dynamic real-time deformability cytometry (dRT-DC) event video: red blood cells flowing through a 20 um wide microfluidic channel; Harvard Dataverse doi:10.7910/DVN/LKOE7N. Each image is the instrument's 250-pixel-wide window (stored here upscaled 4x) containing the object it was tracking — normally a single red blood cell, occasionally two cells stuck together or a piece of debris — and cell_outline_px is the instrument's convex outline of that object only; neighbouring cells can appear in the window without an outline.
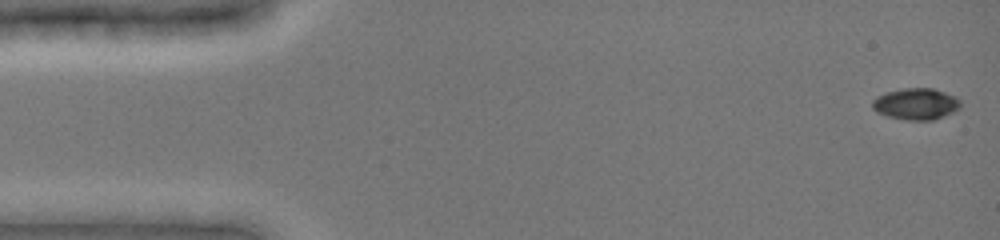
{"species": "common noctule bat (a hibernating species)", "species_latin": "Nyctalus noctula", "temperature_condition": "cold", "stored_images_in_passage": 48, "camera_frame_rate_fps": 3000, "um_per_image_px": 0.085, "animal": {"sex": "female", "body_mass_g": 19.0, "forearm_length_mm": 51.5}, "frame": {"image": 1, "passage_image": 1, "time_ms": 0.0, "image_size_px": [1000, 240], "cell_outline_px": [[960, 108], [952, 112], [932, 120], [908, 120], [888, 116], [876, 112], [872, 108], [872, 100], [876, 96], [888, 92], [904, 88], [932, 88], [944, 92], [960, 100]], "centroid_in_image_um": [77.82, 8.83], "position_along_channel_um": 7.2, "area_um2": 15.95}}
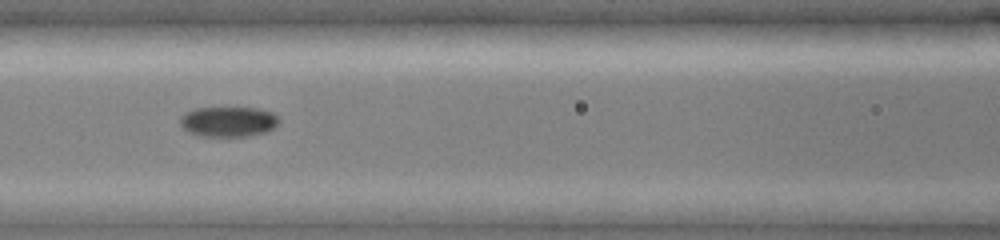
{"frame": {"image": 2, "passage_image": 21, "time_ms": 6.667, "image_size_px": [1000, 240], "cell_outline_px": [[280, 124], [276, 128], [268, 132], [248, 136], [200, 136], [188, 132], [180, 124], [180, 116], [184, 112], [196, 108], [256, 108], [272, 112], [280, 120]], "centroid_in_image_um": [19.43, 10.34], "position_along_channel_um": 147.2, "area_um2": 17.63}}
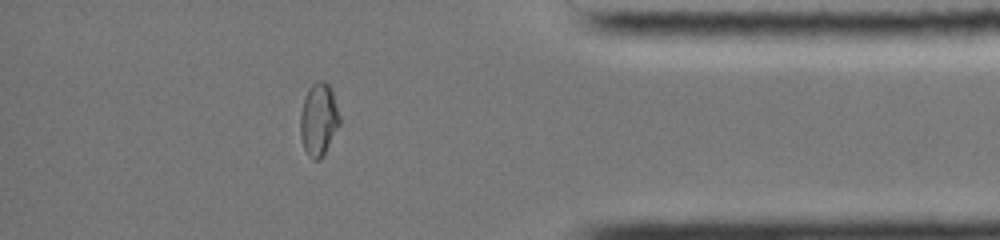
{"frame": {"image": 3, "passage_image": 42, "time_ms": 13.667, "image_size_px": [1000, 240], "cell_outline_px": [[340, 124], [324, 156], [320, 160], [312, 160], [308, 156], [304, 148], [300, 136], [300, 112], [308, 88], [316, 80], [324, 80], [328, 84], [332, 92], [340, 116]], "centroid_in_image_um": [27.08, 10.18], "position_along_channel_um": 408.1, "area_um2": 16.88}, "authors_computed_cell_mechanics": {"area_um2": 16.6175, "velocity_mm_per_s": 3.9584, "shape_relaxation_time_tau1_ms": 9.9151, "shape_relaxation_time_tau2_ms": 3.1487, "deformation_change_tau1": 0.2509, "deformation_change_tau2": 0.0328}}